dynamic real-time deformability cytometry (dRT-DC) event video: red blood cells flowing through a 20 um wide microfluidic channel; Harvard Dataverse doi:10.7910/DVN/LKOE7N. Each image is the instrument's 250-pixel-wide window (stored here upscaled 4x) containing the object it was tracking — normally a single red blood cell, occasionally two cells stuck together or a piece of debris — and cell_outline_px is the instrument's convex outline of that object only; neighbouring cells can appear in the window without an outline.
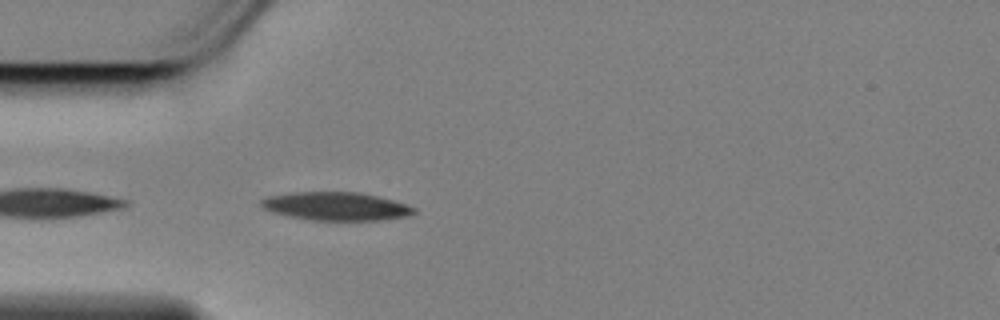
{"species": "Egyptian fruit bat (a non-hibernating species)", "species_latin": "Rousettus aegyptiacus", "temperature_condition": "cold", "stored_images_in_passage": 6, "camera_frame_rate_fps": 3000, "um_per_image_px": 0.085, "animal": {"sex": "female"}, "frame": {"image": 1, "passage_image": 2, "time_ms": 0.333, "image_size_px": [1000, 320], "cell_outline_px": [[416, 212], [408, 216], [380, 220], [312, 220], [288, 216], [272, 212], [264, 208], [260, 204], [260, 200], [268, 196], [288, 192], [360, 192], [392, 200], [416, 208]], "centroid_in_image_um": [28.53, 17.53], "position_along_channel_um": 56.5, "area_um2": 25.14}}
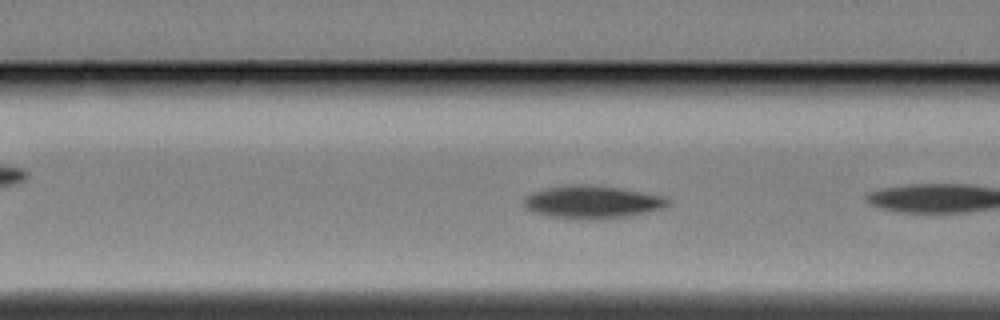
{"frame": {"image": 2, "passage_image": 5, "time_ms": 1.333, "image_size_px": [1000, 320], "cell_outline_px": [[672, 200], [664, 208], [648, 212], [628, 216], [592, 220], [584, 220], [552, 216], [532, 212], [524, 208], [524, 196], [532, 192], [544, 188], [616, 188], [664, 196]], "centroid_in_image_um": [50.36, 17.24], "position_along_channel_um": 116.2, "area_um2": 26.36}}